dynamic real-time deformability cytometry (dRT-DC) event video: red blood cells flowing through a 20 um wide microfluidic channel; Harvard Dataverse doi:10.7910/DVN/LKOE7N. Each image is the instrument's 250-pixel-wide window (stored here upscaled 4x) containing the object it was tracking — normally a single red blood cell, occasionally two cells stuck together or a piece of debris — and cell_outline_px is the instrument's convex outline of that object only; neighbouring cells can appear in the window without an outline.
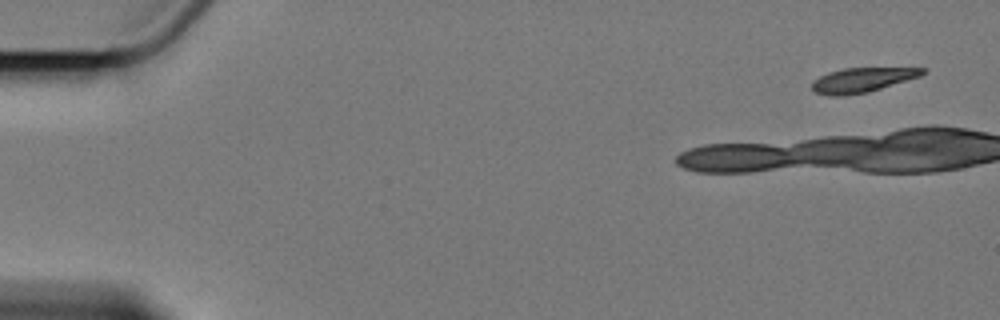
{"species": "Egyptian fruit bat (a non-hibernating species)", "species_latin": "Rousettus aegyptiacus", "temperature_condition": "cold", "stored_images_in_passage": 5, "camera_frame_rate_fps": 3000, "um_per_image_px": 0.085, "animal": {"sex": "female"}, "frame": {"image": 1, "passage_image": 1, "time_ms": 0.0, "image_size_px": [1000, 320], "cell_outline_px": [[928, 68], [920, 76], [868, 92], [844, 96], [828, 96], [812, 92], [812, 80], [828, 72], [844, 68]], "centroid_in_image_um": [73.21, 6.81], "position_along_channel_um": 11.8, "area_um2": 15.84}}